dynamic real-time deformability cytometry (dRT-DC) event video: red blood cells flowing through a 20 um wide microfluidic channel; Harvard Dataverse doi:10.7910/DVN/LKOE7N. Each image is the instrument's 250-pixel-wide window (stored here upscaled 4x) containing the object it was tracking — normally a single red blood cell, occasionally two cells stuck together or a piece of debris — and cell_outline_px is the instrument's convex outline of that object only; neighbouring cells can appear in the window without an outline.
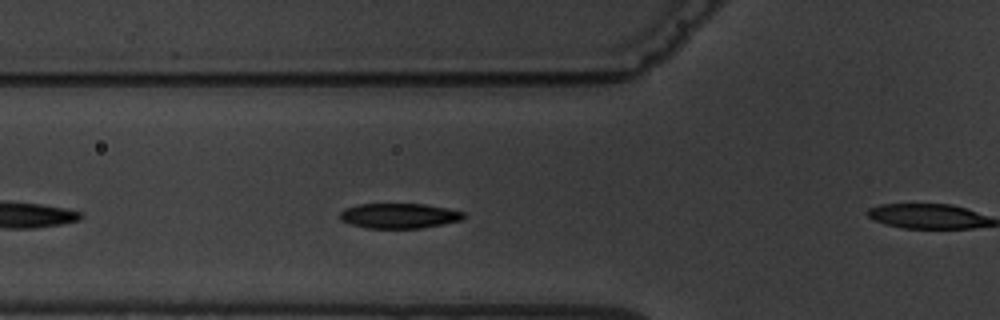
{"species": "common noctule bat (a hibernating species)", "species_latin": "Nyctalus noctula", "temperature_condition": "warm", "stored_images_in_passage": 6, "segment_of_instrument_passage": [1, 2], "camera_frame_rate_fps": 3000, "um_per_image_px": 0.085, "animal": {"sex": "male", "body_mass_g": 19.5, "forearm_length_mm": 54.6}, "frame": {"image": 1, "passage_image": 5, "time_ms": 4.667, "image_size_px": [1000, 320], "cell_outline_px": [[464, 216], [460, 220], [420, 228], [368, 228], [352, 224], [340, 220], [340, 212], [344, 208], [360, 204], [424, 204], [448, 208], [464, 212]], "centroid_in_image_um": [33.89, 18.33], "position_along_channel_um": 91.9, "area_um2": 17.86}}